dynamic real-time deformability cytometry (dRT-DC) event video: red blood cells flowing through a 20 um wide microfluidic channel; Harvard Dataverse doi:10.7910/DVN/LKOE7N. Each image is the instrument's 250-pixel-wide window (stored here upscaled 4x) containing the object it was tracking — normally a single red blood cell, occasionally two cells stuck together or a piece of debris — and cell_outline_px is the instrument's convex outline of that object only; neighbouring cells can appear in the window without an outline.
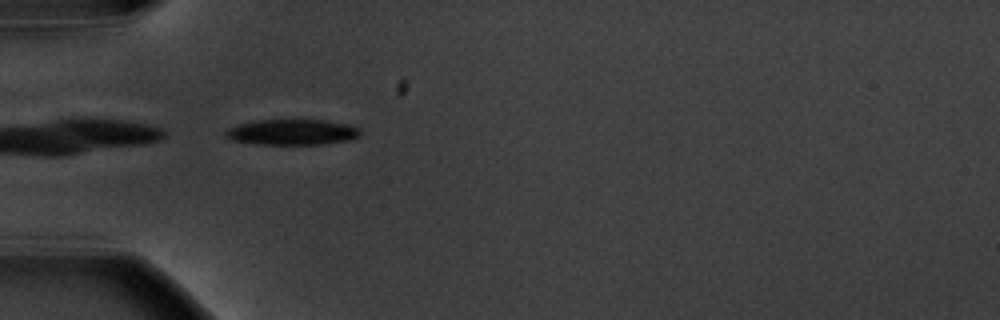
{"species": "common noctule bat (a hibernating species)", "species_latin": "Nyctalus noctula", "temperature_condition": "warm", "stored_images_in_passage": 4, "camera_frame_rate_fps": 3000, "um_per_image_px": 0.085, "animal": {"sex": "male", "body_mass_g": 20.1, "forearm_length_mm": 53.5}, "frame": {"image": 1, "passage_image": 1, "time_ms": 0.0, "image_size_px": [1000, 320], "cell_outline_px": [[360, 136], [348, 140], [324, 144], [252, 144], [232, 140], [224, 136], [224, 132], [228, 128], [240, 124], [260, 120], [324, 120], [348, 124], [360, 128]], "centroid_in_image_um": [24.83, 11.23], "position_along_channel_um": 60.2, "area_um2": 20.11}}